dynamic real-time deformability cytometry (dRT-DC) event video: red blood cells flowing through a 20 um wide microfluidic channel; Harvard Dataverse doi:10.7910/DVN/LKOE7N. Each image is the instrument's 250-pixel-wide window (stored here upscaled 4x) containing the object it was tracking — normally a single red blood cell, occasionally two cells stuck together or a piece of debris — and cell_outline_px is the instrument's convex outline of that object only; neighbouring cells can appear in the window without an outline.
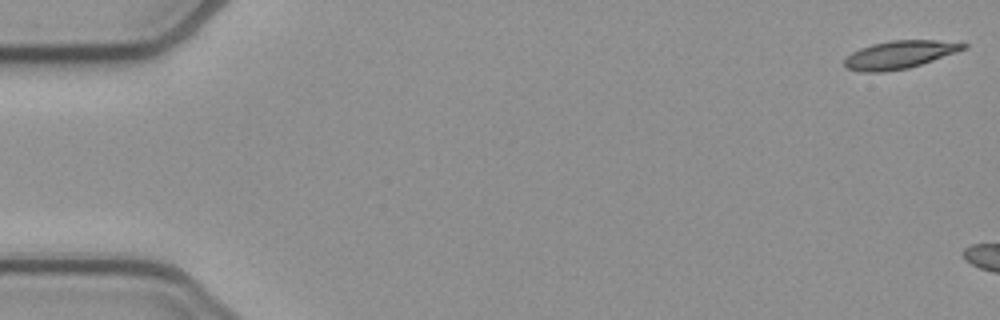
{"species": "common noctule bat (a hibernating species)", "species_latin": "Nyctalus noctula", "temperature_condition": "cold", "stored_images_in_passage": 6, "camera_frame_rate_fps": 3000, "um_per_image_px": 0.085, "animal": {"sex": "female", "body_mass_g": 21.9}, "frame": {"image": 1, "passage_image": 1, "time_ms": 0.0, "image_size_px": [1000, 320], "cell_outline_px": [[968, 48], [908, 68], [880, 72], [860, 72], [844, 68], [844, 60], [852, 52], [860, 48], [872, 44], [892, 40], [936, 40], [968, 44]], "centroid_in_image_um": [76.42, 4.65], "position_along_channel_um": 8.6, "area_um2": 19.19}}